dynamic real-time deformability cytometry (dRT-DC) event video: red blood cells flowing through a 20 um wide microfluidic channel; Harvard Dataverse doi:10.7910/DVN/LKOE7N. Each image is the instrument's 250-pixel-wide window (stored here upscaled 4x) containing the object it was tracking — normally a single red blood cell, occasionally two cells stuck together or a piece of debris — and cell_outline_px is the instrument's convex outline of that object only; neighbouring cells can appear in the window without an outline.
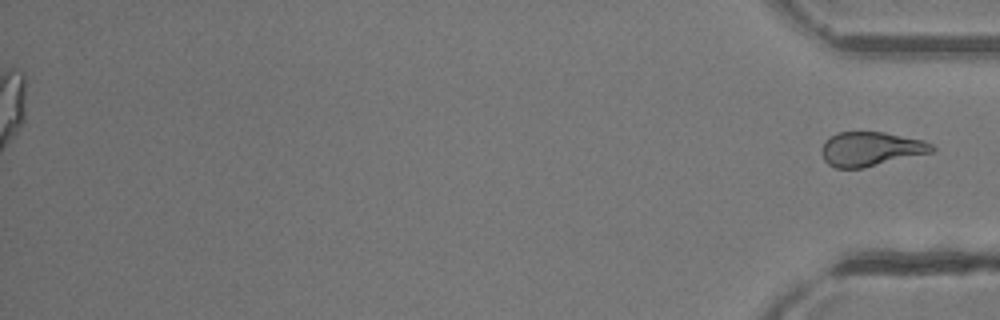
{"species": "common noctule bat (a hibernating species)", "species_latin": "Nyctalus noctula", "temperature_condition": "room temperature", "stored_images_in_passage": 41, "segment_of_instrument_passage": [2, 2], "camera_frame_rate_fps": 3000, "um_per_image_px": 0.085, "animal": {"sex": "female"}, "frame": {"image": 1, "passage_image": 41, "time_ms": 13.333, "image_size_px": [1000, 320], "cell_outline_px": [[936, 148], [932, 152], [864, 168], [836, 168], [828, 164], [824, 160], [820, 152], [820, 148], [824, 140], [828, 136], [836, 132], [884, 132], [924, 140], [932, 144]], "centroid_in_image_um": [73.97, 12.66], "position_along_channel_um": 361.2, "area_um2": 22.31}}